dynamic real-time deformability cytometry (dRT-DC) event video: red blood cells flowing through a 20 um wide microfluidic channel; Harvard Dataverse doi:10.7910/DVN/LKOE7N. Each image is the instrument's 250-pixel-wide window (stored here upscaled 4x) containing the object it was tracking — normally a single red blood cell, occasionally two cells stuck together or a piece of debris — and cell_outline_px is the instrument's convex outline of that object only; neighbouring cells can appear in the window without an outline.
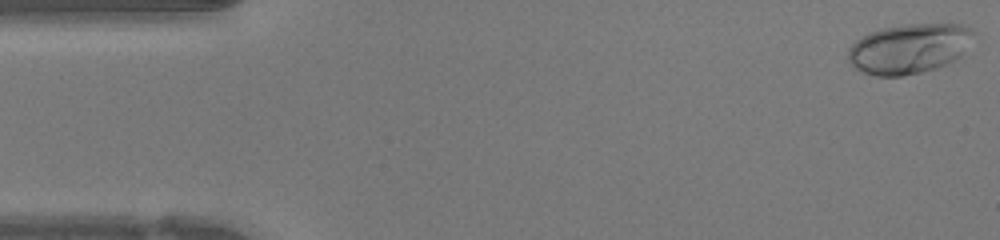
{"species": "human", "species_latin": "Homo sapiens", "temperature_condition": "warm", "stored_images_in_passage": 47, "camera_frame_rate_fps": 3000, "um_per_image_px": 0.085, "donor": {"sex": "female"}, "frame": {"image": 1, "passage_image": 1, "time_ms": 0.0, "image_size_px": [1000, 240], "cell_outline_px": [[976, 32], [960, 56], [936, 68], [920, 72], [900, 76], [876, 76], [864, 72], [856, 68], [852, 64], [848, 56], [848, 48], [856, 40], [868, 32], [884, 28], [904, 24], [964, 24]], "centroid_in_image_um": [77.26, 4.11], "position_along_channel_um": 7.7, "area_um2": 36.18}}
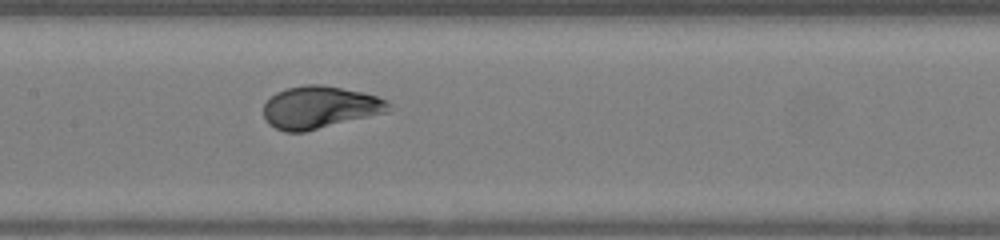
{"frame": {"image": 2, "passage_image": 22, "time_ms": 7.0, "image_size_px": [1000, 240], "cell_outline_px": [[396, 108], [388, 112], [304, 132], [284, 132], [268, 124], [264, 120], [264, 104], [276, 92], [288, 88], [304, 84], [320, 84], [360, 92], [376, 96], [388, 100]], "centroid_in_image_um": [27.21, 9.13], "position_along_channel_um": 180.2, "area_um2": 31.04}}
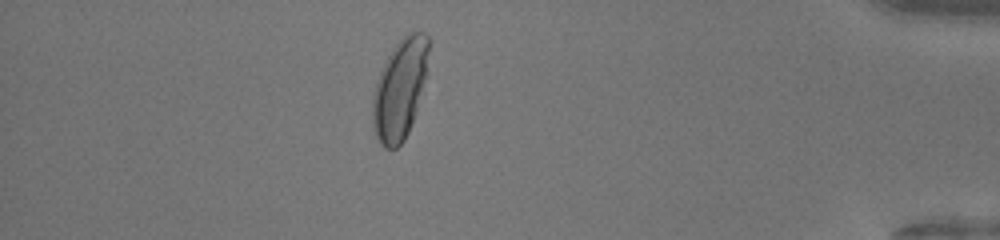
{"frame": {"image": 3, "passage_image": 41, "time_ms": 13.333, "image_size_px": [1000, 240], "cell_outline_px": [[428, 52], [424, 76], [416, 108], [408, 132], [404, 140], [396, 148], [384, 148], [380, 144], [372, 128], [372, 96], [380, 72], [392, 48], [408, 32], [424, 32], [428, 36]], "centroid_in_image_um": [33.94, 7.6], "position_along_channel_um": 401.3, "area_um2": 31.91}, "authors_computed_cell_mechanics": {"area_um2": 31.5588, "velocity_mm_per_s": 4.2614, "shape_relaxation_time_tau1_ms": 3.2657, "shape_relaxation_time_tau2_ms": null, "deformation_change_tau1": 0.2027, "deformation_change_tau2": null}}